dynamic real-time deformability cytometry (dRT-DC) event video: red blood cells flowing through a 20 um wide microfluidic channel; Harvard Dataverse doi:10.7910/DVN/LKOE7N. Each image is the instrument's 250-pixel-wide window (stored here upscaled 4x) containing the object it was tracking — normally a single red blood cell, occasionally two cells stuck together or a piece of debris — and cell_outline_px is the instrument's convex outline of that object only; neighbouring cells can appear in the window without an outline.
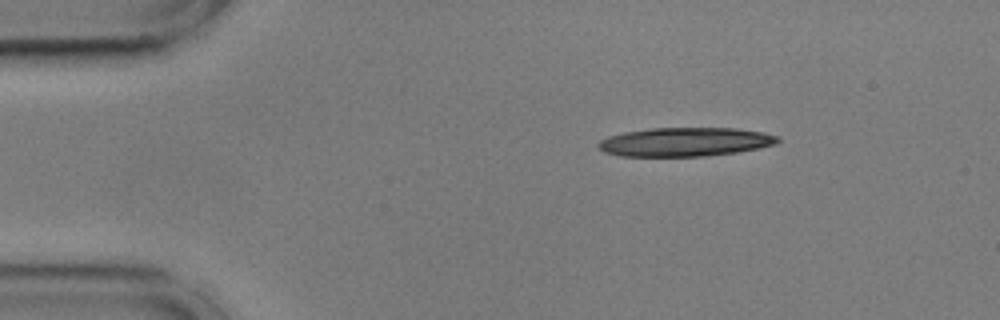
{"species": "common noctule bat (a hibernating species)", "species_latin": "Nyctalus noctula", "temperature_condition": "cold", "stored_images_in_passage": 11, "camera_frame_rate_fps": 3000, "um_per_image_px": 0.085, "animal": {"sex": "male", "body_mass_g": 17.9, "forearm_length_mm": 54.2}, "frame": {"image": 1, "passage_image": 1, "time_ms": 0.0, "image_size_px": [1000, 320], "cell_outline_px": [[780, 140], [776, 144], [760, 148], [736, 152], [704, 156], [620, 156], [604, 152], [596, 144], [600, 140], [608, 136], [624, 132], [652, 128], [736, 128], [764, 132], [780, 136]], "centroid_in_image_um": [58.26, 12.06], "position_along_channel_um": 26.7, "area_um2": 30.29}}